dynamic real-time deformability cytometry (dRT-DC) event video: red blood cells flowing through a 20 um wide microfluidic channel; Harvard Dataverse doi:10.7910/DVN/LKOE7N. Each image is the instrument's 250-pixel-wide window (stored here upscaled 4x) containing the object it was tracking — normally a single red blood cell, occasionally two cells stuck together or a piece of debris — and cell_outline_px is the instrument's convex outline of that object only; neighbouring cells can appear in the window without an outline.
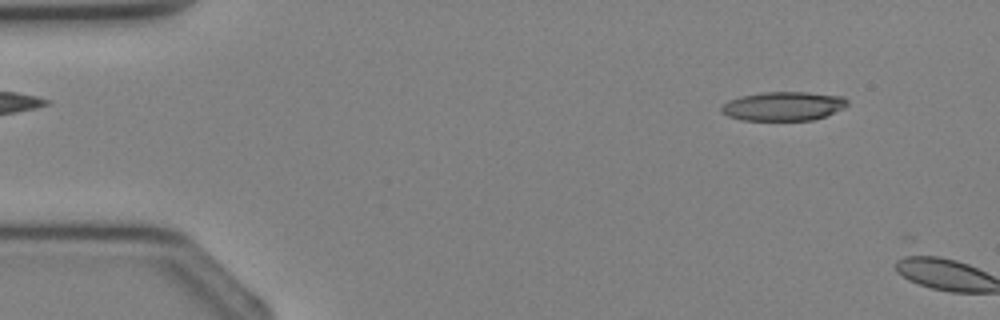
{"species": "Egyptian fruit bat (a non-hibernating species)", "species_latin": "Rousettus aegyptiacus", "temperature_condition": "cold", "stored_images_in_passage": 2, "segment_of_instrument_passage": [2, 2], "camera_frame_rate_fps": 3000, "um_per_image_px": 0.085, "animal": {"sex": "female"}, "frame": {"image": 1, "passage_image": 2, "time_ms": 2.0, "image_size_px": [1000, 320], "cell_outline_px": [[848, 104], [844, 108], [824, 116], [812, 120], [744, 120], [728, 116], [720, 112], [720, 104], [728, 100], [740, 96], [764, 92], [808, 92], [844, 96], [848, 100]], "centroid_in_image_um": [66.56, 9.01], "position_along_channel_um": 18.4, "area_um2": 21.44}}